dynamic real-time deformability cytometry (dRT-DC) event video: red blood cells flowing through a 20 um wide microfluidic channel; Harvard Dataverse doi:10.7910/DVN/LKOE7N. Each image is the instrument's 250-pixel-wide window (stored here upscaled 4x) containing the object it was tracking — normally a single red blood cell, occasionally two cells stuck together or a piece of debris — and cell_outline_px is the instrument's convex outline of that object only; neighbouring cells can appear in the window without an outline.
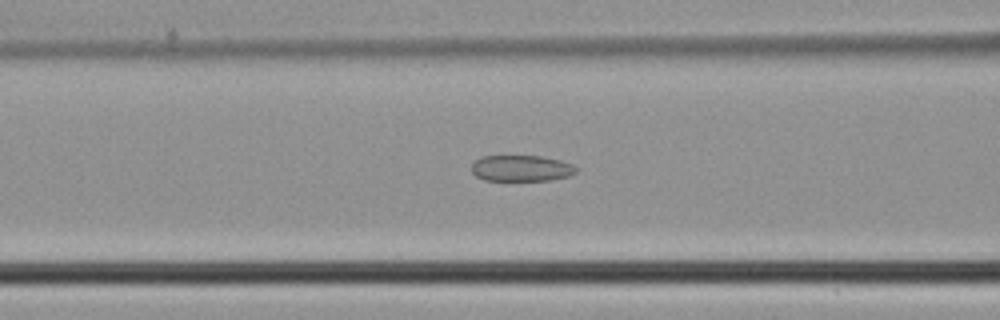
{"species": "common noctule bat (a hibernating species)", "species_latin": "Nyctalus noctula", "temperature_condition": "cold", "stored_images_in_passage": 41, "camera_frame_rate_fps": 3000, "um_per_image_px": 0.085, "animal": {"sex": "male", "body_mass_g": 21.5, "forearm_length_mm": 52.0}, "frame": {"image": 1, "passage_image": 18, "time_ms": 5.667, "image_size_px": [1000, 320], "cell_outline_px": [[576, 172], [568, 176], [548, 180], [484, 180], [476, 176], [472, 172], [472, 164], [476, 160], [484, 156], [540, 156], [560, 160], [572, 164], [576, 168]], "centroid_in_image_um": [44.3, 14.3], "position_along_channel_um": 122.3, "area_um2": 15.72}}
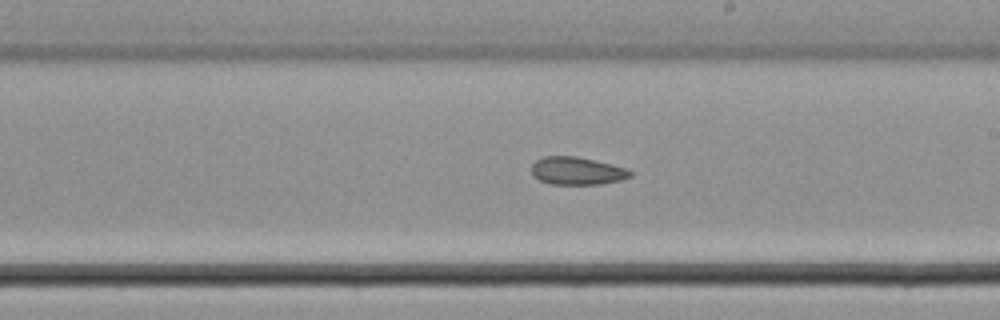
{"frame": {"image": 2, "passage_image": 26, "time_ms": 8.333, "image_size_px": [1000, 320], "cell_outline_px": [[632, 176], [620, 180], [600, 184], [552, 184], [540, 180], [532, 172], [532, 164], [536, 160], [544, 156], [576, 156], [612, 164], [628, 168], [632, 172]], "centroid_in_image_um": [49.08, 14.52], "position_along_channel_um": 239.9, "area_um2": 15.9}}
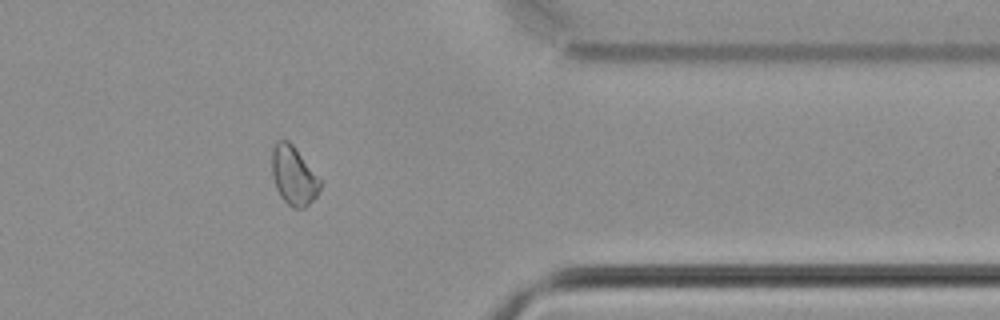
{"frame": {"image": 3, "passage_image": 37, "time_ms": 12.0, "image_size_px": [1000, 320], "cell_outline_px": [[320, 188], [316, 196], [304, 208], [292, 208], [280, 196], [276, 188], [272, 172], [272, 148], [280, 140], [288, 140], [292, 144], [320, 180]], "centroid_in_image_um": [24.94, 14.95], "position_along_channel_um": 386.5, "area_um2": 16.07}}